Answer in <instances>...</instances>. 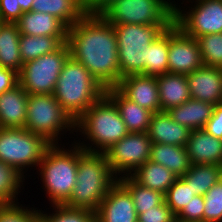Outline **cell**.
<instances>
[{
    "label": "cell",
    "mask_w": 222,
    "mask_h": 222,
    "mask_svg": "<svg viewBox=\"0 0 222 222\" xmlns=\"http://www.w3.org/2000/svg\"><path fill=\"white\" fill-rule=\"evenodd\" d=\"M138 184L163 194L178 177L166 167L148 160L130 175Z\"/></svg>",
    "instance_id": "cell-26"
},
{
    "label": "cell",
    "mask_w": 222,
    "mask_h": 222,
    "mask_svg": "<svg viewBox=\"0 0 222 222\" xmlns=\"http://www.w3.org/2000/svg\"><path fill=\"white\" fill-rule=\"evenodd\" d=\"M181 178L191 187L195 196H204L215 183L222 179V166L216 164L191 165Z\"/></svg>",
    "instance_id": "cell-28"
},
{
    "label": "cell",
    "mask_w": 222,
    "mask_h": 222,
    "mask_svg": "<svg viewBox=\"0 0 222 222\" xmlns=\"http://www.w3.org/2000/svg\"><path fill=\"white\" fill-rule=\"evenodd\" d=\"M204 66L222 68V33L196 38Z\"/></svg>",
    "instance_id": "cell-34"
},
{
    "label": "cell",
    "mask_w": 222,
    "mask_h": 222,
    "mask_svg": "<svg viewBox=\"0 0 222 222\" xmlns=\"http://www.w3.org/2000/svg\"><path fill=\"white\" fill-rule=\"evenodd\" d=\"M117 181L105 153L87 152L79 146L76 184L64 205L96 211Z\"/></svg>",
    "instance_id": "cell-3"
},
{
    "label": "cell",
    "mask_w": 222,
    "mask_h": 222,
    "mask_svg": "<svg viewBox=\"0 0 222 222\" xmlns=\"http://www.w3.org/2000/svg\"><path fill=\"white\" fill-rule=\"evenodd\" d=\"M69 56V47L63 43L56 51L23 63L18 73V83L31 95L53 94Z\"/></svg>",
    "instance_id": "cell-10"
},
{
    "label": "cell",
    "mask_w": 222,
    "mask_h": 222,
    "mask_svg": "<svg viewBox=\"0 0 222 222\" xmlns=\"http://www.w3.org/2000/svg\"><path fill=\"white\" fill-rule=\"evenodd\" d=\"M52 207L54 211L51 214L39 209V213L48 222H96V211L86 208H71L66 205H52Z\"/></svg>",
    "instance_id": "cell-33"
},
{
    "label": "cell",
    "mask_w": 222,
    "mask_h": 222,
    "mask_svg": "<svg viewBox=\"0 0 222 222\" xmlns=\"http://www.w3.org/2000/svg\"><path fill=\"white\" fill-rule=\"evenodd\" d=\"M173 172L177 177H182L191 166L186 147L152 143L150 159Z\"/></svg>",
    "instance_id": "cell-24"
},
{
    "label": "cell",
    "mask_w": 222,
    "mask_h": 222,
    "mask_svg": "<svg viewBox=\"0 0 222 222\" xmlns=\"http://www.w3.org/2000/svg\"><path fill=\"white\" fill-rule=\"evenodd\" d=\"M168 73V29L147 48V64L144 75L160 76Z\"/></svg>",
    "instance_id": "cell-32"
},
{
    "label": "cell",
    "mask_w": 222,
    "mask_h": 222,
    "mask_svg": "<svg viewBox=\"0 0 222 222\" xmlns=\"http://www.w3.org/2000/svg\"><path fill=\"white\" fill-rule=\"evenodd\" d=\"M96 222H138L129 191L117 181L96 210Z\"/></svg>",
    "instance_id": "cell-14"
},
{
    "label": "cell",
    "mask_w": 222,
    "mask_h": 222,
    "mask_svg": "<svg viewBox=\"0 0 222 222\" xmlns=\"http://www.w3.org/2000/svg\"><path fill=\"white\" fill-rule=\"evenodd\" d=\"M202 66L197 40L173 23L168 28V72L187 75Z\"/></svg>",
    "instance_id": "cell-13"
},
{
    "label": "cell",
    "mask_w": 222,
    "mask_h": 222,
    "mask_svg": "<svg viewBox=\"0 0 222 222\" xmlns=\"http://www.w3.org/2000/svg\"><path fill=\"white\" fill-rule=\"evenodd\" d=\"M191 130L175 122L167 111L152 114L148 136L152 143L171 144L186 147Z\"/></svg>",
    "instance_id": "cell-19"
},
{
    "label": "cell",
    "mask_w": 222,
    "mask_h": 222,
    "mask_svg": "<svg viewBox=\"0 0 222 222\" xmlns=\"http://www.w3.org/2000/svg\"><path fill=\"white\" fill-rule=\"evenodd\" d=\"M171 25H112L117 38L120 80L129 75L145 72L148 46Z\"/></svg>",
    "instance_id": "cell-6"
},
{
    "label": "cell",
    "mask_w": 222,
    "mask_h": 222,
    "mask_svg": "<svg viewBox=\"0 0 222 222\" xmlns=\"http://www.w3.org/2000/svg\"><path fill=\"white\" fill-rule=\"evenodd\" d=\"M176 215L164 202L137 216L138 222H173Z\"/></svg>",
    "instance_id": "cell-39"
},
{
    "label": "cell",
    "mask_w": 222,
    "mask_h": 222,
    "mask_svg": "<svg viewBox=\"0 0 222 222\" xmlns=\"http://www.w3.org/2000/svg\"><path fill=\"white\" fill-rule=\"evenodd\" d=\"M76 130L86 140L73 142L87 152L98 153H105L129 133L117 106L106 94L75 121L74 132L77 133Z\"/></svg>",
    "instance_id": "cell-2"
},
{
    "label": "cell",
    "mask_w": 222,
    "mask_h": 222,
    "mask_svg": "<svg viewBox=\"0 0 222 222\" xmlns=\"http://www.w3.org/2000/svg\"><path fill=\"white\" fill-rule=\"evenodd\" d=\"M118 181L131 194L137 216L165 202L163 193L138 184L130 175L120 176Z\"/></svg>",
    "instance_id": "cell-29"
},
{
    "label": "cell",
    "mask_w": 222,
    "mask_h": 222,
    "mask_svg": "<svg viewBox=\"0 0 222 222\" xmlns=\"http://www.w3.org/2000/svg\"><path fill=\"white\" fill-rule=\"evenodd\" d=\"M28 95L19 83L0 95V128H24Z\"/></svg>",
    "instance_id": "cell-20"
},
{
    "label": "cell",
    "mask_w": 222,
    "mask_h": 222,
    "mask_svg": "<svg viewBox=\"0 0 222 222\" xmlns=\"http://www.w3.org/2000/svg\"><path fill=\"white\" fill-rule=\"evenodd\" d=\"M186 150L191 165L222 166V139L215 138L204 129L191 130Z\"/></svg>",
    "instance_id": "cell-18"
},
{
    "label": "cell",
    "mask_w": 222,
    "mask_h": 222,
    "mask_svg": "<svg viewBox=\"0 0 222 222\" xmlns=\"http://www.w3.org/2000/svg\"><path fill=\"white\" fill-rule=\"evenodd\" d=\"M86 14L100 15L115 0H82Z\"/></svg>",
    "instance_id": "cell-43"
},
{
    "label": "cell",
    "mask_w": 222,
    "mask_h": 222,
    "mask_svg": "<svg viewBox=\"0 0 222 222\" xmlns=\"http://www.w3.org/2000/svg\"><path fill=\"white\" fill-rule=\"evenodd\" d=\"M70 56L80 62L105 89L120 81L114 27L101 15L86 14L67 30Z\"/></svg>",
    "instance_id": "cell-1"
},
{
    "label": "cell",
    "mask_w": 222,
    "mask_h": 222,
    "mask_svg": "<svg viewBox=\"0 0 222 222\" xmlns=\"http://www.w3.org/2000/svg\"><path fill=\"white\" fill-rule=\"evenodd\" d=\"M204 206V196L196 195L176 217L193 222H204Z\"/></svg>",
    "instance_id": "cell-38"
},
{
    "label": "cell",
    "mask_w": 222,
    "mask_h": 222,
    "mask_svg": "<svg viewBox=\"0 0 222 222\" xmlns=\"http://www.w3.org/2000/svg\"><path fill=\"white\" fill-rule=\"evenodd\" d=\"M152 141L147 132H129L106 152L113 174L119 178L131 175L150 159Z\"/></svg>",
    "instance_id": "cell-12"
},
{
    "label": "cell",
    "mask_w": 222,
    "mask_h": 222,
    "mask_svg": "<svg viewBox=\"0 0 222 222\" xmlns=\"http://www.w3.org/2000/svg\"><path fill=\"white\" fill-rule=\"evenodd\" d=\"M22 204L0 205V222H32V208Z\"/></svg>",
    "instance_id": "cell-37"
},
{
    "label": "cell",
    "mask_w": 222,
    "mask_h": 222,
    "mask_svg": "<svg viewBox=\"0 0 222 222\" xmlns=\"http://www.w3.org/2000/svg\"><path fill=\"white\" fill-rule=\"evenodd\" d=\"M22 14L18 0H0V19L3 23H15Z\"/></svg>",
    "instance_id": "cell-40"
},
{
    "label": "cell",
    "mask_w": 222,
    "mask_h": 222,
    "mask_svg": "<svg viewBox=\"0 0 222 222\" xmlns=\"http://www.w3.org/2000/svg\"><path fill=\"white\" fill-rule=\"evenodd\" d=\"M104 94L105 88L80 62L69 56L53 95L70 118L75 122Z\"/></svg>",
    "instance_id": "cell-5"
},
{
    "label": "cell",
    "mask_w": 222,
    "mask_h": 222,
    "mask_svg": "<svg viewBox=\"0 0 222 222\" xmlns=\"http://www.w3.org/2000/svg\"><path fill=\"white\" fill-rule=\"evenodd\" d=\"M20 32L15 23H2L0 26V67L19 73L23 67L20 56Z\"/></svg>",
    "instance_id": "cell-27"
},
{
    "label": "cell",
    "mask_w": 222,
    "mask_h": 222,
    "mask_svg": "<svg viewBox=\"0 0 222 222\" xmlns=\"http://www.w3.org/2000/svg\"><path fill=\"white\" fill-rule=\"evenodd\" d=\"M204 130L215 138L222 139V103L215 105L213 115L207 121Z\"/></svg>",
    "instance_id": "cell-41"
},
{
    "label": "cell",
    "mask_w": 222,
    "mask_h": 222,
    "mask_svg": "<svg viewBox=\"0 0 222 222\" xmlns=\"http://www.w3.org/2000/svg\"><path fill=\"white\" fill-rule=\"evenodd\" d=\"M18 84V73L12 69L0 67V95Z\"/></svg>",
    "instance_id": "cell-42"
},
{
    "label": "cell",
    "mask_w": 222,
    "mask_h": 222,
    "mask_svg": "<svg viewBox=\"0 0 222 222\" xmlns=\"http://www.w3.org/2000/svg\"><path fill=\"white\" fill-rule=\"evenodd\" d=\"M63 43L57 37L21 34L19 51L23 63L56 51Z\"/></svg>",
    "instance_id": "cell-30"
},
{
    "label": "cell",
    "mask_w": 222,
    "mask_h": 222,
    "mask_svg": "<svg viewBox=\"0 0 222 222\" xmlns=\"http://www.w3.org/2000/svg\"><path fill=\"white\" fill-rule=\"evenodd\" d=\"M31 11L49 13L68 28L86 15L82 0H33Z\"/></svg>",
    "instance_id": "cell-25"
},
{
    "label": "cell",
    "mask_w": 222,
    "mask_h": 222,
    "mask_svg": "<svg viewBox=\"0 0 222 222\" xmlns=\"http://www.w3.org/2000/svg\"><path fill=\"white\" fill-rule=\"evenodd\" d=\"M204 222H222V179L204 195Z\"/></svg>",
    "instance_id": "cell-36"
},
{
    "label": "cell",
    "mask_w": 222,
    "mask_h": 222,
    "mask_svg": "<svg viewBox=\"0 0 222 222\" xmlns=\"http://www.w3.org/2000/svg\"><path fill=\"white\" fill-rule=\"evenodd\" d=\"M15 24L20 34L57 37L62 43L67 41L68 27L49 13L24 12Z\"/></svg>",
    "instance_id": "cell-17"
},
{
    "label": "cell",
    "mask_w": 222,
    "mask_h": 222,
    "mask_svg": "<svg viewBox=\"0 0 222 222\" xmlns=\"http://www.w3.org/2000/svg\"><path fill=\"white\" fill-rule=\"evenodd\" d=\"M175 0H115L100 15L111 25L173 24Z\"/></svg>",
    "instance_id": "cell-9"
},
{
    "label": "cell",
    "mask_w": 222,
    "mask_h": 222,
    "mask_svg": "<svg viewBox=\"0 0 222 222\" xmlns=\"http://www.w3.org/2000/svg\"><path fill=\"white\" fill-rule=\"evenodd\" d=\"M194 3L188 11L181 10L174 3V24L185 34L201 37L207 34L222 33V0H187ZM177 4V5H176Z\"/></svg>",
    "instance_id": "cell-11"
},
{
    "label": "cell",
    "mask_w": 222,
    "mask_h": 222,
    "mask_svg": "<svg viewBox=\"0 0 222 222\" xmlns=\"http://www.w3.org/2000/svg\"><path fill=\"white\" fill-rule=\"evenodd\" d=\"M105 94L117 106L128 132H147L152 112L126 98L116 87L105 89Z\"/></svg>",
    "instance_id": "cell-21"
},
{
    "label": "cell",
    "mask_w": 222,
    "mask_h": 222,
    "mask_svg": "<svg viewBox=\"0 0 222 222\" xmlns=\"http://www.w3.org/2000/svg\"><path fill=\"white\" fill-rule=\"evenodd\" d=\"M186 78L192 99L214 105L222 103V68L202 66Z\"/></svg>",
    "instance_id": "cell-16"
},
{
    "label": "cell",
    "mask_w": 222,
    "mask_h": 222,
    "mask_svg": "<svg viewBox=\"0 0 222 222\" xmlns=\"http://www.w3.org/2000/svg\"><path fill=\"white\" fill-rule=\"evenodd\" d=\"M50 145L42 136L25 128H0V160L23 175L30 167L37 169Z\"/></svg>",
    "instance_id": "cell-8"
},
{
    "label": "cell",
    "mask_w": 222,
    "mask_h": 222,
    "mask_svg": "<svg viewBox=\"0 0 222 222\" xmlns=\"http://www.w3.org/2000/svg\"><path fill=\"white\" fill-rule=\"evenodd\" d=\"M36 209L32 207V222H48Z\"/></svg>",
    "instance_id": "cell-44"
},
{
    "label": "cell",
    "mask_w": 222,
    "mask_h": 222,
    "mask_svg": "<svg viewBox=\"0 0 222 222\" xmlns=\"http://www.w3.org/2000/svg\"><path fill=\"white\" fill-rule=\"evenodd\" d=\"M26 111L24 128L42 136L51 145L59 144L63 133L75 130V122L53 94H29Z\"/></svg>",
    "instance_id": "cell-7"
},
{
    "label": "cell",
    "mask_w": 222,
    "mask_h": 222,
    "mask_svg": "<svg viewBox=\"0 0 222 222\" xmlns=\"http://www.w3.org/2000/svg\"><path fill=\"white\" fill-rule=\"evenodd\" d=\"M194 197V191L181 177H178L164 194L165 203L175 215L186 207Z\"/></svg>",
    "instance_id": "cell-35"
},
{
    "label": "cell",
    "mask_w": 222,
    "mask_h": 222,
    "mask_svg": "<svg viewBox=\"0 0 222 222\" xmlns=\"http://www.w3.org/2000/svg\"><path fill=\"white\" fill-rule=\"evenodd\" d=\"M215 105L190 98L179 106L169 109L170 117L190 130L204 129L213 115Z\"/></svg>",
    "instance_id": "cell-23"
},
{
    "label": "cell",
    "mask_w": 222,
    "mask_h": 222,
    "mask_svg": "<svg viewBox=\"0 0 222 222\" xmlns=\"http://www.w3.org/2000/svg\"><path fill=\"white\" fill-rule=\"evenodd\" d=\"M173 222H193V221H188V220H184V219L175 217Z\"/></svg>",
    "instance_id": "cell-46"
},
{
    "label": "cell",
    "mask_w": 222,
    "mask_h": 222,
    "mask_svg": "<svg viewBox=\"0 0 222 222\" xmlns=\"http://www.w3.org/2000/svg\"><path fill=\"white\" fill-rule=\"evenodd\" d=\"M156 78L161 111H168L191 98L188 80L185 74L168 72Z\"/></svg>",
    "instance_id": "cell-22"
},
{
    "label": "cell",
    "mask_w": 222,
    "mask_h": 222,
    "mask_svg": "<svg viewBox=\"0 0 222 222\" xmlns=\"http://www.w3.org/2000/svg\"><path fill=\"white\" fill-rule=\"evenodd\" d=\"M60 145H50L37 167L40 172L39 176L41 175L42 187H44L42 189L51 203L50 206L64 205L69 200L76 184L79 145L72 142V147L68 149L64 143Z\"/></svg>",
    "instance_id": "cell-4"
},
{
    "label": "cell",
    "mask_w": 222,
    "mask_h": 222,
    "mask_svg": "<svg viewBox=\"0 0 222 222\" xmlns=\"http://www.w3.org/2000/svg\"><path fill=\"white\" fill-rule=\"evenodd\" d=\"M116 88L129 100L152 113L161 111L157 78L133 74L121 78Z\"/></svg>",
    "instance_id": "cell-15"
},
{
    "label": "cell",
    "mask_w": 222,
    "mask_h": 222,
    "mask_svg": "<svg viewBox=\"0 0 222 222\" xmlns=\"http://www.w3.org/2000/svg\"><path fill=\"white\" fill-rule=\"evenodd\" d=\"M18 3L24 13L31 11L33 0H18Z\"/></svg>",
    "instance_id": "cell-45"
},
{
    "label": "cell",
    "mask_w": 222,
    "mask_h": 222,
    "mask_svg": "<svg viewBox=\"0 0 222 222\" xmlns=\"http://www.w3.org/2000/svg\"><path fill=\"white\" fill-rule=\"evenodd\" d=\"M25 178L17 168L0 160V205L19 203L18 194Z\"/></svg>",
    "instance_id": "cell-31"
}]
</instances>
